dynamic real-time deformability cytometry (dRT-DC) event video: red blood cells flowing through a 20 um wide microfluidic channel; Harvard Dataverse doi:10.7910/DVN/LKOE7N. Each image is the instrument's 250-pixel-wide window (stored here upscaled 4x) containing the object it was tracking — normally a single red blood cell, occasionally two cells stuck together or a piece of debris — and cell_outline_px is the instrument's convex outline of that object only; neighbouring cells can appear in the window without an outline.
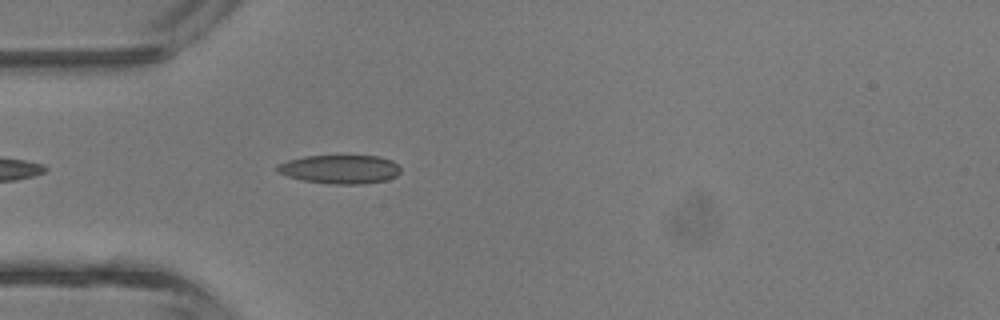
{"species": "common noctule bat (a hibernating species)", "species_latin": "Nyctalus noctula", "temperature_condition": "room temperature", "stored_images_in_passage": 21, "camera_frame_rate_fps": 3000, "um_per_image_px": 0.085, "animal": {"sex": "male", "body_mass_g": 13.3}, "frame": {"image": 1, "passage_image": 3, "time_ms": 0.667, "image_size_px": [1000, 320], "cell_outline_px": [[400, 172], [396, 176], [384, 180], [364, 184], [328, 184], [300, 180], [276, 172], [276, 164], [288, 160], [304, 156], [380, 156], [392, 160], [400, 168]], "centroid_in_image_um": [28.86, 14.39], "position_along_channel_um": 56.1, "area_um2": 20.81}}
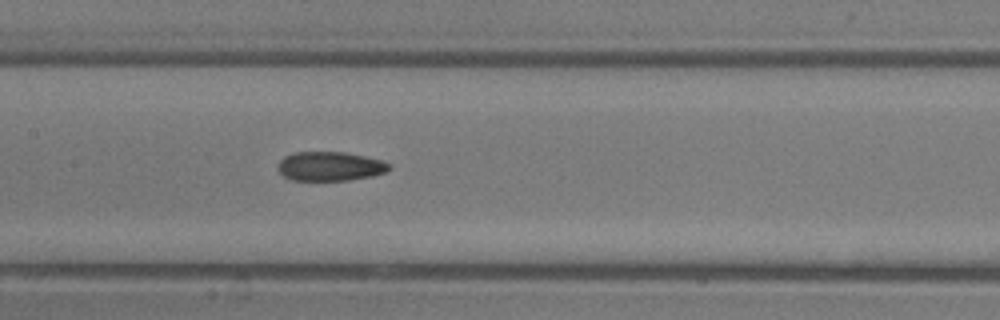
{"frame": {"image": 2, "passage_image": 11, "time_ms": 3.333, "image_size_px": [1000, 320], "cell_outline_px": [[392, 168], [384, 172], [372, 176], [348, 180], [292, 180], [284, 176], [276, 168], [280, 160], [284, 156], [296, 152], [344, 152], [364, 156], [380, 160], [388, 164]], "centroid_in_image_um": [28.01, 14.13], "position_along_channel_um": 179.4, "area_um2": 18.79}}
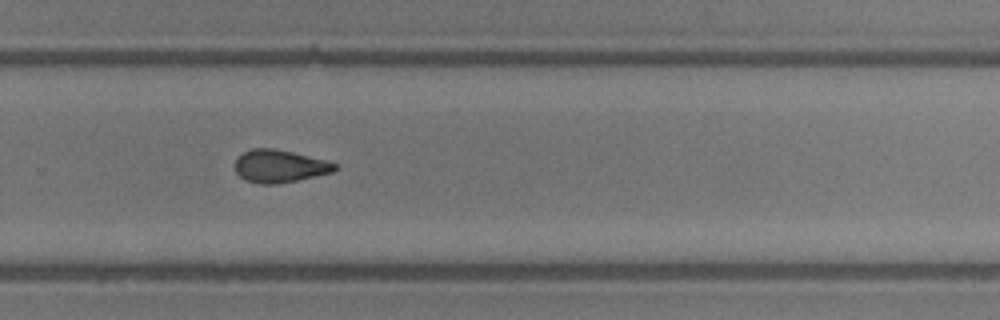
{"frame": {"image": 3, "passage_image": 19, "time_ms": 6.0, "image_size_px": [1000, 320], "cell_outline_px": [[336, 168], [332, 172], [296, 180], [276, 184], [260, 184], [244, 180], [236, 172], [236, 156], [252, 148], [272, 148], [292, 152], [328, 160], [336, 164]], "centroid_in_image_um": [23.74, 14.12], "position_along_channel_um": 306.1, "area_um2": 18.9}}